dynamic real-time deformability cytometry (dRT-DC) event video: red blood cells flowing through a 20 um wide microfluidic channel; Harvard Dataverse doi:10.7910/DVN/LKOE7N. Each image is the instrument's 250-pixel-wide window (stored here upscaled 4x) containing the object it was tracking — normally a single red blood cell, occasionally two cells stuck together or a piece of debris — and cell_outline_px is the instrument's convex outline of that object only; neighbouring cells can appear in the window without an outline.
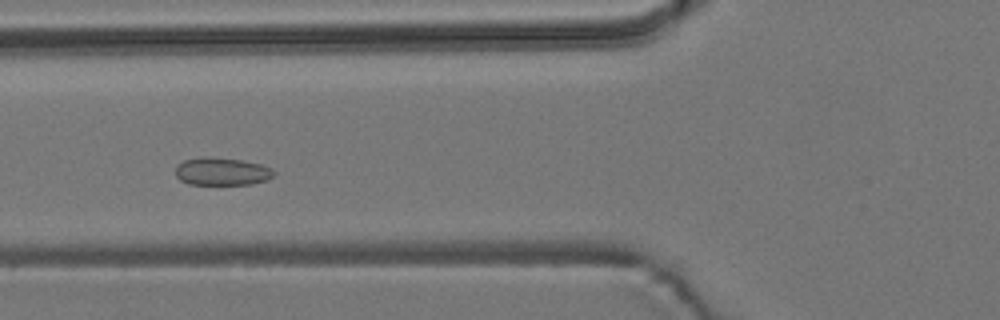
{"species": "common noctule bat (a hibernating species)", "species_latin": "Nyctalus noctula", "temperature_condition": "room temperature", "stored_images_in_passage": 43, "camera_frame_rate_fps": 3000, "um_per_image_px": 0.085, "animal": {"sex": "male", "body_mass_g": 19.2, "forearm_length_mm": 51.8}, "frame": {"image": 1, "passage_image": 15, "time_ms": 4.667, "image_size_px": [1000, 320], "cell_outline_px": [[276, 172], [268, 180], [252, 184], [188, 184], [180, 180], [176, 176], [176, 164], [184, 160], [200, 156], [204, 156], [240, 160], [260, 164], [272, 168]], "centroid_in_image_um": [18.84, 14.57], "position_along_channel_um": 107.0, "area_um2": 16.01}}
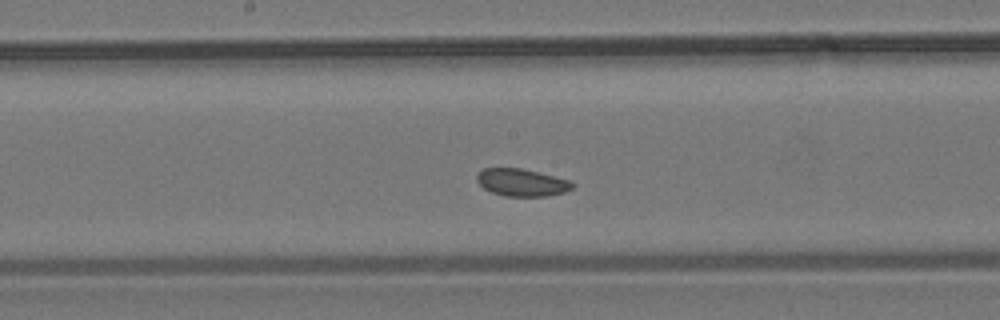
{"frame": {"image": 2, "passage_image": 23, "time_ms": 7.333, "image_size_px": [1000, 320], "cell_outline_px": [[576, 184], [572, 188], [564, 192], [548, 196], [504, 196], [492, 192], [484, 188], [476, 180], [476, 176], [484, 168], [520, 168], [572, 180]], "centroid_in_image_um": [44.38, 15.51], "position_along_channel_um": 203.8, "area_um2": 15.26}}
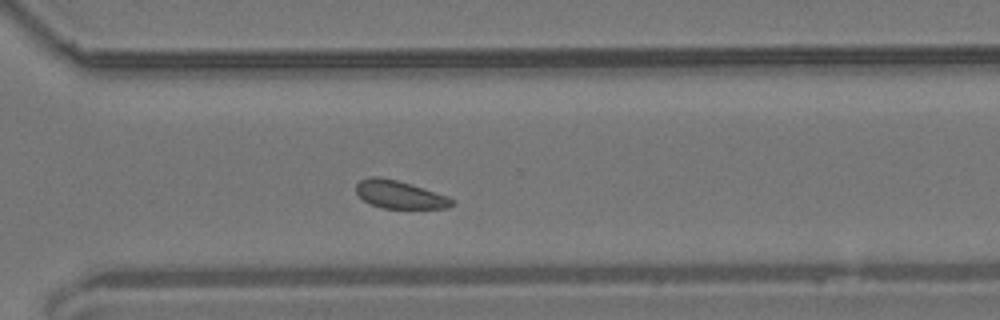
{"frame": {"image": 3, "passage_image": 34, "time_ms": 11.0, "image_size_px": [1000, 320], "cell_outline_px": [[456, 204], [448, 208], [384, 208], [372, 204], [364, 200], [356, 192], [356, 184], [360, 180], [372, 176], [376, 176], [396, 180], [436, 192], [448, 196], [456, 200]], "centroid_in_image_um": [34.01, 16.54], "position_along_channel_um": 336.6, "area_um2": 15.43}}